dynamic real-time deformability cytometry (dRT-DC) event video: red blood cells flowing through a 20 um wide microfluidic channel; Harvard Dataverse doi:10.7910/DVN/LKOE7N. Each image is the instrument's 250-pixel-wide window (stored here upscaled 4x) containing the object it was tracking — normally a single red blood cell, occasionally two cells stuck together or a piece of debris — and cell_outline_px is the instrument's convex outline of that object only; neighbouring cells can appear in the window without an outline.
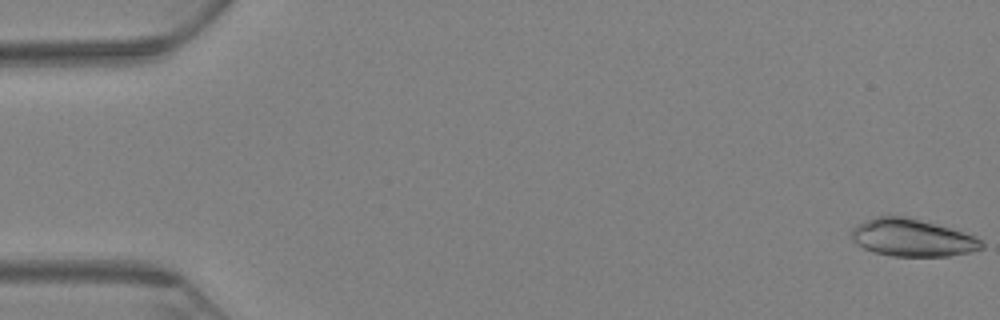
{"species": "Egyptian fruit bat (a non-hibernating species)", "species_latin": "Rousettus aegyptiacus", "temperature_condition": "warm", "stored_images_in_passage": 68, "camera_frame_rate_fps": 3000, "um_per_image_px": 0.085, "animal": {"sex": "female"}, "frame": {"image": 1, "passage_image": 1, "time_ms": 0.0, "image_size_px": [1000, 320], "cell_outline_px": [[984, 248], [972, 252], [948, 256], [892, 256], [876, 252], [864, 248], [852, 240], [852, 228], [856, 224], [864, 220], [876, 216], [908, 216], [948, 228], [972, 236], [980, 240], [984, 244]], "centroid_in_image_um": [77.51, 20.2], "position_along_channel_um": 7.5, "area_um2": 28.15}}
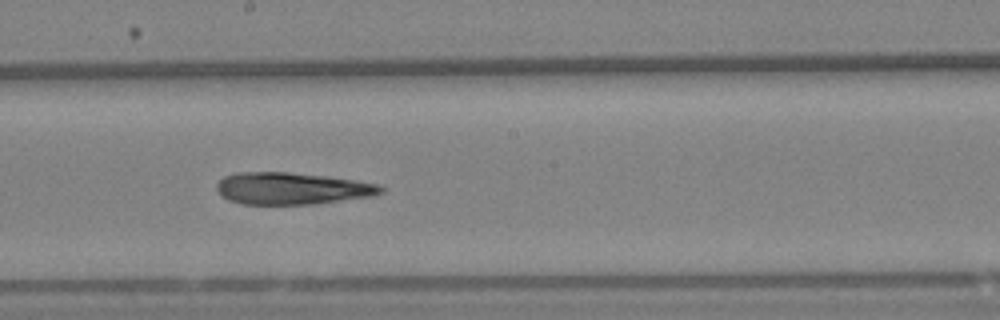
{"frame": {"image": 2, "passage_image": 38, "time_ms": 12.333, "image_size_px": [1000, 320], "cell_outline_px": [[384, 192], [372, 196], [316, 204], [244, 204], [228, 200], [216, 188], [216, 184], [224, 176], [236, 172], [288, 172], [324, 176], [356, 180], [380, 184], [384, 188]], "centroid_in_image_um": [24.84, 16.01], "position_along_channel_um": 223.4, "area_um2": 30.58}}
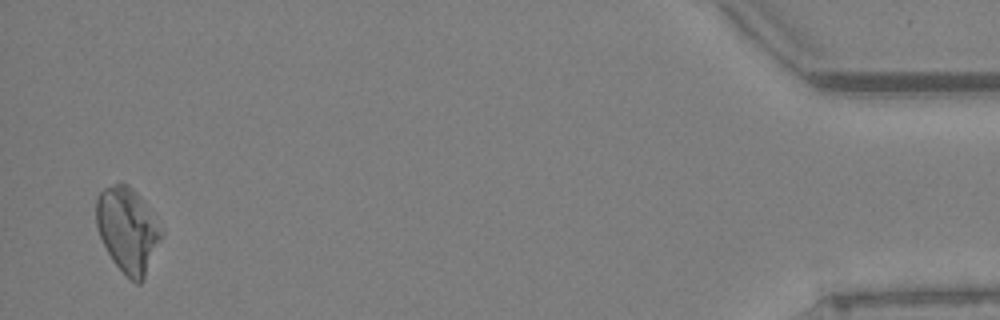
{"frame": {"image": 3, "passage_image": 66, "time_ms": 21.667, "image_size_px": [1000, 320], "cell_outline_px": [[160, 240], [144, 276], [140, 284], [136, 284], [112, 260], [100, 236], [96, 224], [96, 200], [100, 192], [104, 188], [112, 184], [128, 184], [136, 192], [160, 232]], "centroid_in_image_um": [10.77, 19.53], "position_along_channel_um": 424.4, "area_um2": 30.63}}